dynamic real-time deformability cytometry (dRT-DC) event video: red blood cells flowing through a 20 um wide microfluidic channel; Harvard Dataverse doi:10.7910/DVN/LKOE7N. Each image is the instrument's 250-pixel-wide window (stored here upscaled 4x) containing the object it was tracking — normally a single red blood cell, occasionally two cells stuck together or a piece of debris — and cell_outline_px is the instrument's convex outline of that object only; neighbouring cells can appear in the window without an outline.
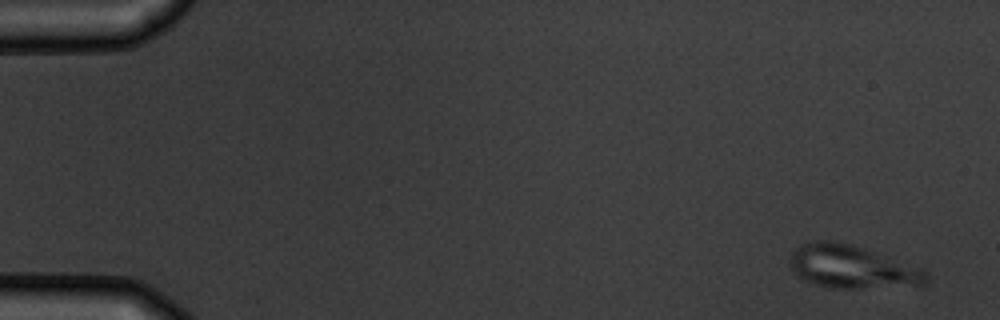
{"species": "common noctule bat (a hibernating species)", "species_latin": "Nyctalus noctula", "temperature_condition": "warm", "stored_images_in_passage": 5, "camera_frame_rate_fps": 3000, "um_per_image_px": 0.085, "animal": {"sex": "male", "body_mass_g": 19.5, "forearm_length_mm": 54.6}, "frame": {"image": 1, "passage_image": 1, "time_ms": 0.0, "image_size_px": [1000, 320], "cell_outline_px": [[928, 284], [920, 288], [832, 288], [816, 284], [800, 276], [788, 264], [788, 260], [792, 252], [800, 244], [816, 240], [832, 240], [852, 244], [924, 268], [928, 276]], "centroid_in_image_um": [72.54, 22.7], "position_along_channel_um": 12.5, "area_um2": 35.03}}